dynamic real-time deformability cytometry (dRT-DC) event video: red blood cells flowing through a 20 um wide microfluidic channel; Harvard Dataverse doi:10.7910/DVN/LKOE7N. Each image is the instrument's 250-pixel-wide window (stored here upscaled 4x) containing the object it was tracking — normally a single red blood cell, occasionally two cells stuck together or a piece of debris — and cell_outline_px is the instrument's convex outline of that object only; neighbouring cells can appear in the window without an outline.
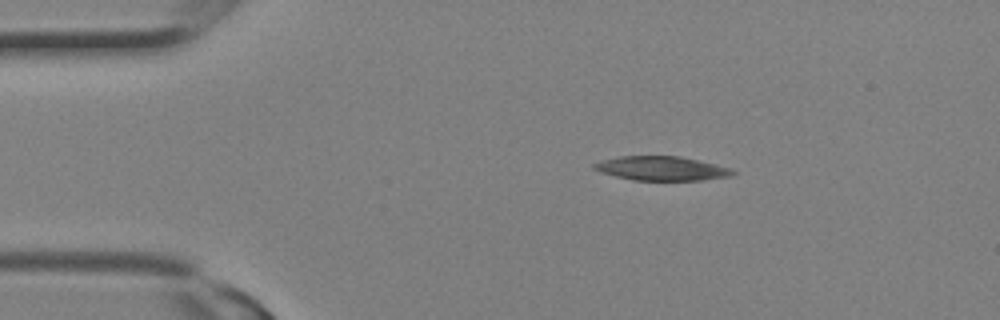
{"species": "Egyptian fruit bat (a non-hibernating species)", "species_latin": "Rousettus aegyptiacus", "temperature_condition": "room temperature", "stored_images_in_passage": 8, "camera_frame_rate_fps": 3000, "um_per_image_px": 0.085, "animal": {"sex": "female"}, "frame": {"image": 1, "passage_image": 1, "time_ms": 0.0, "image_size_px": [1000, 320], "cell_outline_px": [[736, 172], [728, 176], [704, 180], [632, 180], [600, 172], [592, 168], [592, 164], [604, 160], [620, 156], [680, 156], [728, 168]], "centroid_in_image_um": [56.16, 14.32], "position_along_channel_um": 28.8, "area_um2": 19.13}}
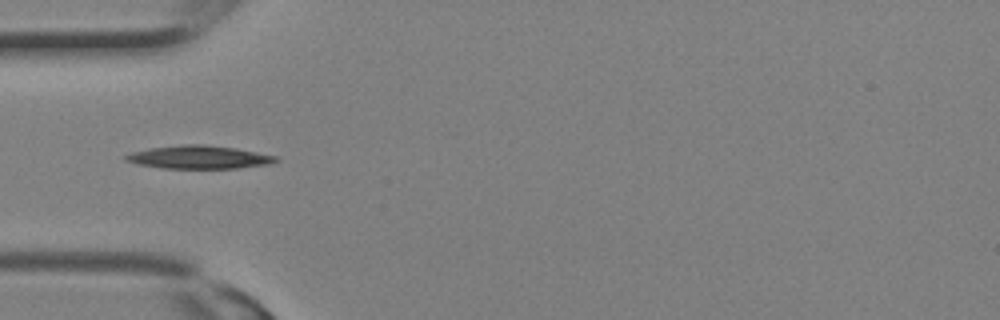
{"frame": {"image": 2, "passage_image": 5, "time_ms": 1.333, "image_size_px": [1000, 320], "cell_outline_px": [[280, 160], [268, 164], [236, 168], [164, 168], [136, 164], [124, 160], [124, 156], [132, 152], [148, 148], [184, 144], [204, 144], [236, 148], [280, 156]], "centroid_in_image_um": [16.93, 13.35], "position_along_channel_um": 68.1, "area_um2": 20.35}}
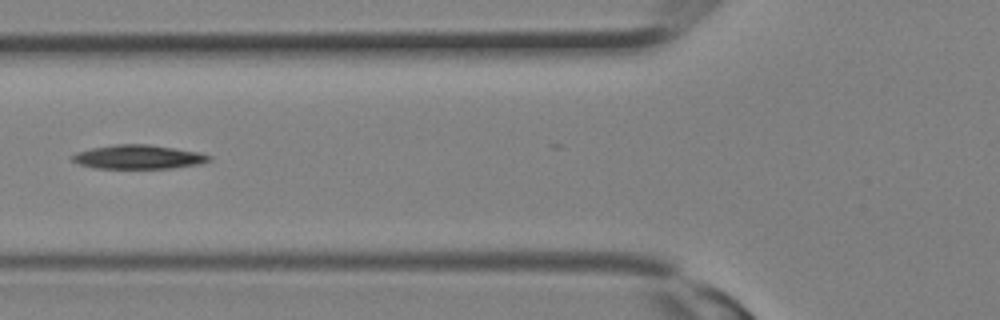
{"frame": {"image": 3, "passage_image": 7, "time_ms": 2.0, "image_size_px": [1000, 320], "cell_outline_px": [[212, 160], [200, 164], [172, 168], [96, 168], [80, 164], [72, 160], [72, 156], [76, 152], [92, 148], [116, 144], [148, 144], [200, 152], [212, 156]], "centroid_in_image_um": [11.81, 13.34], "position_along_channel_um": 114.0, "area_um2": 19.07}}